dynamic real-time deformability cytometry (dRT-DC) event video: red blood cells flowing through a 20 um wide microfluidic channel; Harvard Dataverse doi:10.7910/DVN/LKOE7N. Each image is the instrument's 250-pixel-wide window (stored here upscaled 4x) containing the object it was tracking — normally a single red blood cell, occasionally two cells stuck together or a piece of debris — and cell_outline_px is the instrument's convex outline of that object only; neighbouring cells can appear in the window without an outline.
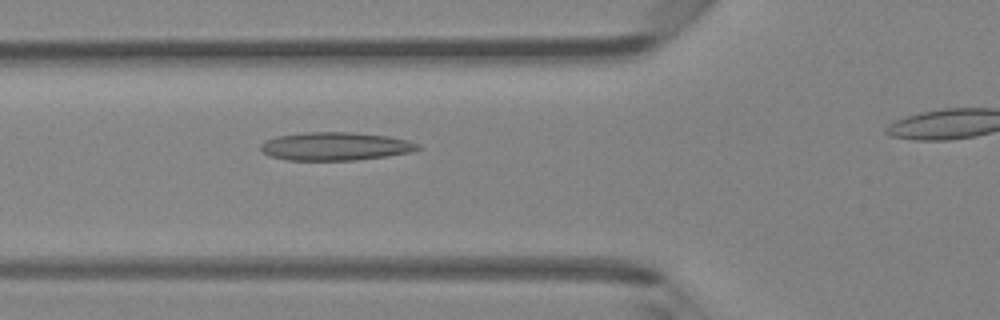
{"species": "Egyptian fruit bat (a non-hibernating species)", "species_latin": "Rousettus aegyptiacus", "temperature_condition": "room temperature", "stored_images_in_passage": 32, "camera_frame_rate_fps": 3000, "um_per_image_px": 0.085, "animal": {"sex": "female"}, "frame": {"image": 1, "passage_image": 10, "time_ms": 3.0, "image_size_px": [1000, 320], "cell_outline_px": [[424, 148], [412, 152], [388, 156], [356, 160], [288, 160], [268, 156], [260, 148], [260, 144], [264, 140], [276, 136], [304, 132], [352, 132], [388, 136], [408, 140], [420, 144]], "centroid_in_image_um": [28.53, 12.43], "position_along_channel_um": 97.3, "area_um2": 26.18}}
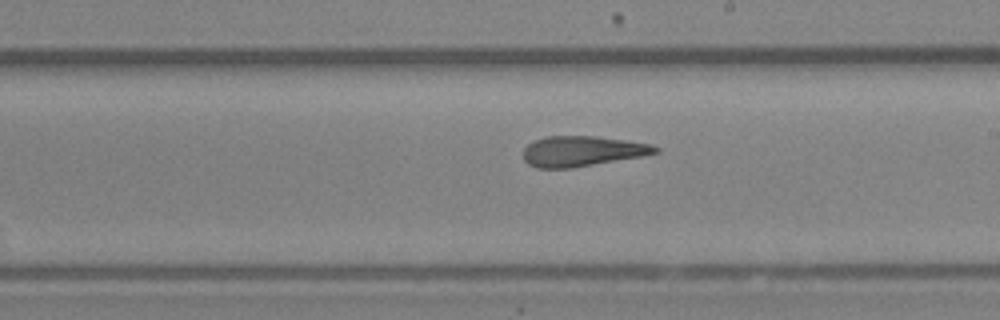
{"frame": {"image": 2, "passage_image": 20, "time_ms": 6.333, "image_size_px": [1000, 320], "cell_outline_px": [[660, 152], [640, 156], [572, 168], [536, 168], [528, 164], [524, 160], [524, 148], [532, 140], [544, 136], [596, 136], [648, 144], [660, 148]], "centroid_in_image_um": [49.41, 12.85], "position_along_channel_um": 239.6, "area_um2": 23.18}}
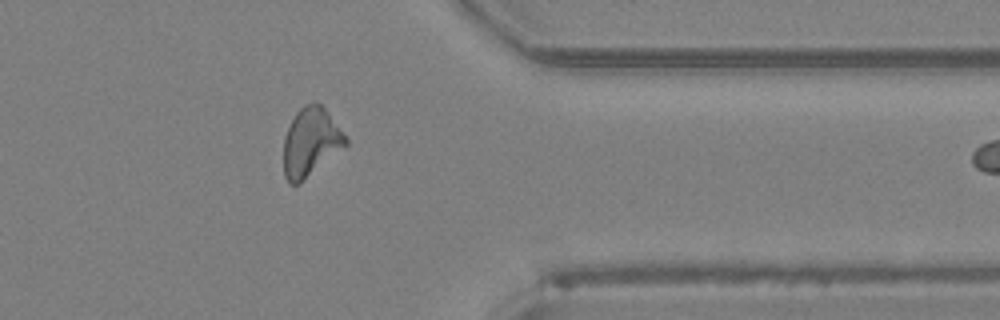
{"frame": {"image": 3, "passage_image": 31, "time_ms": 10.0, "image_size_px": [1000, 320], "cell_outline_px": [[348, 144], [300, 184], [288, 184], [284, 176], [284, 136], [296, 112], [304, 104], [316, 100], [324, 108], [348, 140]], "centroid_in_image_um": [26.39, 12.1], "position_along_channel_um": 385.0, "area_um2": 24.68}}